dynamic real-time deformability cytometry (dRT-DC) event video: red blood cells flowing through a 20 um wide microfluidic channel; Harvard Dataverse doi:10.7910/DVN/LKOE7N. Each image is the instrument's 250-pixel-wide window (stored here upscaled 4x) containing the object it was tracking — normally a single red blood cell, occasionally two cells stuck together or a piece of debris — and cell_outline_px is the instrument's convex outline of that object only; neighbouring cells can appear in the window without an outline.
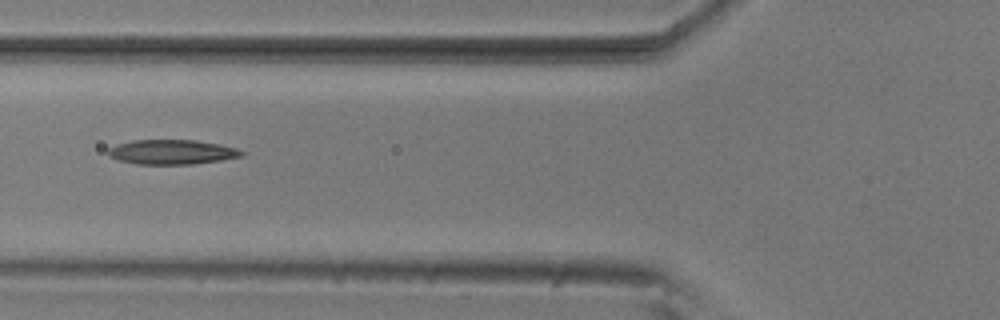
{"species": "common noctule bat (a hibernating species)", "species_latin": "Nyctalus noctula", "temperature_condition": "room temperature", "stored_images_in_passage": 6, "camera_frame_rate_fps": 3000, "um_per_image_px": 0.085, "animal": {"sex": "male", "body_mass_g": 20.5, "forearm_length_mm": 52.5}, "frame": {"image": 1, "passage_image": 6, "time_ms": 1.667, "image_size_px": [1000, 320], "cell_outline_px": [[244, 156], [220, 160], [192, 164], [136, 164], [116, 160], [108, 152], [108, 148], [116, 144], [132, 140], [196, 140], [220, 144], [236, 148], [244, 152]], "centroid_in_image_um": [14.61, 12.92], "position_along_channel_um": 111.2, "area_um2": 19.19}}